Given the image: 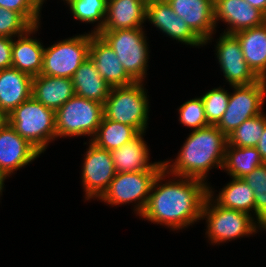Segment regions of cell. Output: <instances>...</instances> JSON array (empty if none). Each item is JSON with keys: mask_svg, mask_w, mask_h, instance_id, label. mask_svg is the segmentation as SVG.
Here are the masks:
<instances>
[{"mask_svg": "<svg viewBox=\"0 0 266 267\" xmlns=\"http://www.w3.org/2000/svg\"><path fill=\"white\" fill-rule=\"evenodd\" d=\"M39 25L30 27L24 34L13 39L12 67L32 77L42 70L44 45L31 35L37 33ZM35 38V39H33Z\"/></svg>", "mask_w": 266, "mask_h": 267, "instance_id": "19", "label": "cell"}, {"mask_svg": "<svg viewBox=\"0 0 266 267\" xmlns=\"http://www.w3.org/2000/svg\"><path fill=\"white\" fill-rule=\"evenodd\" d=\"M75 95L72 79L38 75L32 80V96L55 112Z\"/></svg>", "mask_w": 266, "mask_h": 267, "instance_id": "22", "label": "cell"}, {"mask_svg": "<svg viewBox=\"0 0 266 267\" xmlns=\"http://www.w3.org/2000/svg\"><path fill=\"white\" fill-rule=\"evenodd\" d=\"M75 19L83 23H97L92 34H98L105 23L107 0H64Z\"/></svg>", "mask_w": 266, "mask_h": 267, "instance_id": "28", "label": "cell"}, {"mask_svg": "<svg viewBox=\"0 0 266 267\" xmlns=\"http://www.w3.org/2000/svg\"><path fill=\"white\" fill-rule=\"evenodd\" d=\"M178 113V121L182 125L193 130H197L209 125L205 116V109L201 96L184 102L178 108Z\"/></svg>", "mask_w": 266, "mask_h": 267, "instance_id": "32", "label": "cell"}, {"mask_svg": "<svg viewBox=\"0 0 266 267\" xmlns=\"http://www.w3.org/2000/svg\"><path fill=\"white\" fill-rule=\"evenodd\" d=\"M234 35L240 42L249 68L259 79L266 80V22Z\"/></svg>", "mask_w": 266, "mask_h": 267, "instance_id": "23", "label": "cell"}, {"mask_svg": "<svg viewBox=\"0 0 266 267\" xmlns=\"http://www.w3.org/2000/svg\"><path fill=\"white\" fill-rule=\"evenodd\" d=\"M243 179L254 192L255 217L266 231V163L256 167Z\"/></svg>", "mask_w": 266, "mask_h": 267, "instance_id": "30", "label": "cell"}, {"mask_svg": "<svg viewBox=\"0 0 266 267\" xmlns=\"http://www.w3.org/2000/svg\"><path fill=\"white\" fill-rule=\"evenodd\" d=\"M32 80L14 67L0 70V109L7 116L32 96Z\"/></svg>", "mask_w": 266, "mask_h": 267, "instance_id": "21", "label": "cell"}, {"mask_svg": "<svg viewBox=\"0 0 266 267\" xmlns=\"http://www.w3.org/2000/svg\"><path fill=\"white\" fill-rule=\"evenodd\" d=\"M89 58L93 61L100 76L111 87L126 86L135 82L124 70L113 49L98 34L91 33Z\"/></svg>", "mask_w": 266, "mask_h": 267, "instance_id": "17", "label": "cell"}, {"mask_svg": "<svg viewBox=\"0 0 266 267\" xmlns=\"http://www.w3.org/2000/svg\"><path fill=\"white\" fill-rule=\"evenodd\" d=\"M84 155L82 185L86 200L99 199L116 175L111 152L97 147L91 141ZM95 198V199H94Z\"/></svg>", "mask_w": 266, "mask_h": 267, "instance_id": "11", "label": "cell"}, {"mask_svg": "<svg viewBox=\"0 0 266 267\" xmlns=\"http://www.w3.org/2000/svg\"><path fill=\"white\" fill-rule=\"evenodd\" d=\"M145 133H140L132 141L111 150L116 173L138 171H161L163 161L149 162V148L144 140Z\"/></svg>", "mask_w": 266, "mask_h": 267, "instance_id": "18", "label": "cell"}, {"mask_svg": "<svg viewBox=\"0 0 266 267\" xmlns=\"http://www.w3.org/2000/svg\"><path fill=\"white\" fill-rule=\"evenodd\" d=\"M201 219L206 220L205 235L212 245H220L245 235L249 237L259 232L258 230H265L253 215L221 207L210 195L205 199Z\"/></svg>", "mask_w": 266, "mask_h": 267, "instance_id": "4", "label": "cell"}, {"mask_svg": "<svg viewBox=\"0 0 266 267\" xmlns=\"http://www.w3.org/2000/svg\"><path fill=\"white\" fill-rule=\"evenodd\" d=\"M191 131L175 161L163 160L164 168L170 174L192 177L207 183L209 170L223 168L227 137L216 125Z\"/></svg>", "mask_w": 266, "mask_h": 267, "instance_id": "2", "label": "cell"}, {"mask_svg": "<svg viewBox=\"0 0 266 267\" xmlns=\"http://www.w3.org/2000/svg\"><path fill=\"white\" fill-rule=\"evenodd\" d=\"M228 107L216 127L227 137L244 121L263 113L266 99V80L250 85L231 86Z\"/></svg>", "mask_w": 266, "mask_h": 267, "instance_id": "10", "label": "cell"}, {"mask_svg": "<svg viewBox=\"0 0 266 267\" xmlns=\"http://www.w3.org/2000/svg\"><path fill=\"white\" fill-rule=\"evenodd\" d=\"M32 27L18 12L0 7V36L14 38Z\"/></svg>", "mask_w": 266, "mask_h": 267, "instance_id": "33", "label": "cell"}, {"mask_svg": "<svg viewBox=\"0 0 266 267\" xmlns=\"http://www.w3.org/2000/svg\"><path fill=\"white\" fill-rule=\"evenodd\" d=\"M56 136H95L102 122L103 104L74 95L56 112Z\"/></svg>", "mask_w": 266, "mask_h": 267, "instance_id": "7", "label": "cell"}, {"mask_svg": "<svg viewBox=\"0 0 266 267\" xmlns=\"http://www.w3.org/2000/svg\"><path fill=\"white\" fill-rule=\"evenodd\" d=\"M144 28L100 30V35L113 49L126 73L135 82H144L149 60V44Z\"/></svg>", "mask_w": 266, "mask_h": 267, "instance_id": "6", "label": "cell"}, {"mask_svg": "<svg viewBox=\"0 0 266 267\" xmlns=\"http://www.w3.org/2000/svg\"><path fill=\"white\" fill-rule=\"evenodd\" d=\"M214 20L227 24L224 33L235 34L262 25L266 16L245 0H214Z\"/></svg>", "mask_w": 266, "mask_h": 267, "instance_id": "16", "label": "cell"}, {"mask_svg": "<svg viewBox=\"0 0 266 267\" xmlns=\"http://www.w3.org/2000/svg\"><path fill=\"white\" fill-rule=\"evenodd\" d=\"M265 163L256 147H237L226 145L222 170L230 177L243 178L256 167Z\"/></svg>", "mask_w": 266, "mask_h": 267, "instance_id": "26", "label": "cell"}, {"mask_svg": "<svg viewBox=\"0 0 266 267\" xmlns=\"http://www.w3.org/2000/svg\"><path fill=\"white\" fill-rule=\"evenodd\" d=\"M8 123L41 154L57 138L55 111L45 107L33 96L8 115Z\"/></svg>", "mask_w": 266, "mask_h": 267, "instance_id": "3", "label": "cell"}, {"mask_svg": "<svg viewBox=\"0 0 266 267\" xmlns=\"http://www.w3.org/2000/svg\"><path fill=\"white\" fill-rule=\"evenodd\" d=\"M139 134L134 127L114 122L103 116L95 136L89 141L99 148L111 151L132 141Z\"/></svg>", "mask_w": 266, "mask_h": 267, "instance_id": "27", "label": "cell"}, {"mask_svg": "<svg viewBox=\"0 0 266 267\" xmlns=\"http://www.w3.org/2000/svg\"><path fill=\"white\" fill-rule=\"evenodd\" d=\"M146 0H107V14L101 30L143 28Z\"/></svg>", "mask_w": 266, "mask_h": 267, "instance_id": "20", "label": "cell"}, {"mask_svg": "<svg viewBox=\"0 0 266 267\" xmlns=\"http://www.w3.org/2000/svg\"><path fill=\"white\" fill-rule=\"evenodd\" d=\"M252 7L257 8L266 16V0H245Z\"/></svg>", "mask_w": 266, "mask_h": 267, "instance_id": "37", "label": "cell"}, {"mask_svg": "<svg viewBox=\"0 0 266 267\" xmlns=\"http://www.w3.org/2000/svg\"><path fill=\"white\" fill-rule=\"evenodd\" d=\"M13 38L0 36V70L12 67Z\"/></svg>", "mask_w": 266, "mask_h": 267, "instance_id": "35", "label": "cell"}, {"mask_svg": "<svg viewBox=\"0 0 266 267\" xmlns=\"http://www.w3.org/2000/svg\"><path fill=\"white\" fill-rule=\"evenodd\" d=\"M91 33L58 41L43 51L41 75L72 79L81 64L89 58Z\"/></svg>", "mask_w": 266, "mask_h": 267, "instance_id": "8", "label": "cell"}, {"mask_svg": "<svg viewBox=\"0 0 266 267\" xmlns=\"http://www.w3.org/2000/svg\"><path fill=\"white\" fill-rule=\"evenodd\" d=\"M5 179H7L6 176H4L1 172H0V197L2 196V191L4 189V182H5Z\"/></svg>", "mask_w": 266, "mask_h": 267, "instance_id": "39", "label": "cell"}, {"mask_svg": "<svg viewBox=\"0 0 266 267\" xmlns=\"http://www.w3.org/2000/svg\"><path fill=\"white\" fill-rule=\"evenodd\" d=\"M146 20L166 36L182 44L198 48L204 45V42L191 30L184 19L172 10L167 0L148 1Z\"/></svg>", "mask_w": 266, "mask_h": 267, "instance_id": "13", "label": "cell"}, {"mask_svg": "<svg viewBox=\"0 0 266 267\" xmlns=\"http://www.w3.org/2000/svg\"><path fill=\"white\" fill-rule=\"evenodd\" d=\"M256 148L259 151L261 159L266 163V125L264 127L263 133L258 141Z\"/></svg>", "mask_w": 266, "mask_h": 267, "instance_id": "36", "label": "cell"}, {"mask_svg": "<svg viewBox=\"0 0 266 267\" xmlns=\"http://www.w3.org/2000/svg\"><path fill=\"white\" fill-rule=\"evenodd\" d=\"M0 7L18 12L31 26L41 22L42 5L37 0H0Z\"/></svg>", "mask_w": 266, "mask_h": 267, "instance_id": "34", "label": "cell"}, {"mask_svg": "<svg viewBox=\"0 0 266 267\" xmlns=\"http://www.w3.org/2000/svg\"><path fill=\"white\" fill-rule=\"evenodd\" d=\"M143 84L144 82H134L112 87L103 104L104 117L134 127L139 133H146L150 106Z\"/></svg>", "mask_w": 266, "mask_h": 267, "instance_id": "5", "label": "cell"}, {"mask_svg": "<svg viewBox=\"0 0 266 267\" xmlns=\"http://www.w3.org/2000/svg\"><path fill=\"white\" fill-rule=\"evenodd\" d=\"M215 47L220 69L229 85H250L259 80L245 61L240 42L234 34H220Z\"/></svg>", "mask_w": 266, "mask_h": 267, "instance_id": "12", "label": "cell"}, {"mask_svg": "<svg viewBox=\"0 0 266 267\" xmlns=\"http://www.w3.org/2000/svg\"><path fill=\"white\" fill-rule=\"evenodd\" d=\"M40 155L8 122L0 129V172L7 178Z\"/></svg>", "mask_w": 266, "mask_h": 267, "instance_id": "14", "label": "cell"}, {"mask_svg": "<svg viewBox=\"0 0 266 267\" xmlns=\"http://www.w3.org/2000/svg\"><path fill=\"white\" fill-rule=\"evenodd\" d=\"M266 125V114L263 112L244 121L230 135L227 144L237 147H256Z\"/></svg>", "mask_w": 266, "mask_h": 267, "instance_id": "29", "label": "cell"}, {"mask_svg": "<svg viewBox=\"0 0 266 267\" xmlns=\"http://www.w3.org/2000/svg\"><path fill=\"white\" fill-rule=\"evenodd\" d=\"M75 95L104 104L111 86L100 76L93 61L85 60L72 77Z\"/></svg>", "mask_w": 266, "mask_h": 267, "instance_id": "24", "label": "cell"}, {"mask_svg": "<svg viewBox=\"0 0 266 267\" xmlns=\"http://www.w3.org/2000/svg\"><path fill=\"white\" fill-rule=\"evenodd\" d=\"M42 6H43V4H44V2H45V0H37Z\"/></svg>", "mask_w": 266, "mask_h": 267, "instance_id": "40", "label": "cell"}, {"mask_svg": "<svg viewBox=\"0 0 266 267\" xmlns=\"http://www.w3.org/2000/svg\"><path fill=\"white\" fill-rule=\"evenodd\" d=\"M172 10L204 42H212L216 33L214 20V0H167ZM215 30V31H214Z\"/></svg>", "mask_w": 266, "mask_h": 267, "instance_id": "15", "label": "cell"}, {"mask_svg": "<svg viewBox=\"0 0 266 267\" xmlns=\"http://www.w3.org/2000/svg\"><path fill=\"white\" fill-rule=\"evenodd\" d=\"M231 179L232 181L221 188V191H219L217 196L214 195V189L209 185L210 197H212L213 200L221 207L243 211L250 215L253 213V217L255 218V200L253 190L243 178L231 177Z\"/></svg>", "mask_w": 266, "mask_h": 267, "instance_id": "25", "label": "cell"}, {"mask_svg": "<svg viewBox=\"0 0 266 267\" xmlns=\"http://www.w3.org/2000/svg\"><path fill=\"white\" fill-rule=\"evenodd\" d=\"M227 91L219 86L201 96L209 125H217L225 113L230 97V93Z\"/></svg>", "mask_w": 266, "mask_h": 267, "instance_id": "31", "label": "cell"}, {"mask_svg": "<svg viewBox=\"0 0 266 267\" xmlns=\"http://www.w3.org/2000/svg\"><path fill=\"white\" fill-rule=\"evenodd\" d=\"M170 176L174 178L166 180ZM208 195L209 183L170 174L163 168L154 180L146 208L139 217L173 231L183 230L201 220Z\"/></svg>", "mask_w": 266, "mask_h": 267, "instance_id": "1", "label": "cell"}, {"mask_svg": "<svg viewBox=\"0 0 266 267\" xmlns=\"http://www.w3.org/2000/svg\"><path fill=\"white\" fill-rule=\"evenodd\" d=\"M160 171L119 172L98 199L111 206L134 202V213L140 216L146 208L155 178Z\"/></svg>", "mask_w": 266, "mask_h": 267, "instance_id": "9", "label": "cell"}, {"mask_svg": "<svg viewBox=\"0 0 266 267\" xmlns=\"http://www.w3.org/2000/svg\"><path fill=\"white\" fill-rule=\"evenodd\" d=\"M8 122V116L0 109V129Z\"/></svg>", "mask_w": 266, "mask_h": 267, "instance_id": "38", "label": "cell"}]
</instances>
